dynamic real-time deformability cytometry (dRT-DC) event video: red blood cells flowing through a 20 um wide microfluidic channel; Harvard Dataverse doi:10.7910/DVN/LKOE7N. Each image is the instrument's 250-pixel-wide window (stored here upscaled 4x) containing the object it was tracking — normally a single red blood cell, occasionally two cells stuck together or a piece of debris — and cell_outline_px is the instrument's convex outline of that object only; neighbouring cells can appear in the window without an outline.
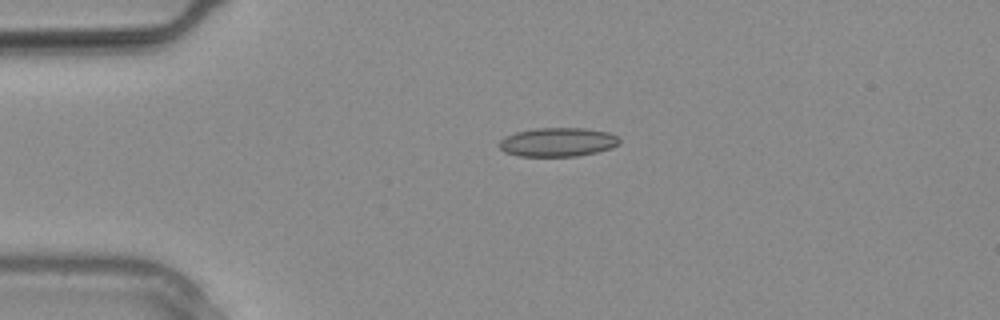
{"species": "common noctule bat (a hibernating species)", "species_latin": "Nyctalus noctula", "temperature_condition": "warm", "stored_images_in_passage": 16, "camera_frame_rate_fps": 3000, "um_per_image_px": 0.085, "animal": {"sex": "male", "body_mass_g": 20.4}, "frame": {"image": 1, "passage_image": 7, "time_ms": 2.0, "image_size_px": [1000, 320], "cell_outline_px": [[620, 140], [612, 148], [596, 152], [576, 156], [520, 156], [504, 152], [496, 144], [504, 136], [516, 132], [536, 128], [584, 128], [608, 132], [616, 136]], "centroid_in_image_um": [47.35, 12.08], "position_along_channel_um": 37.6, "area_um2": 20.23}}
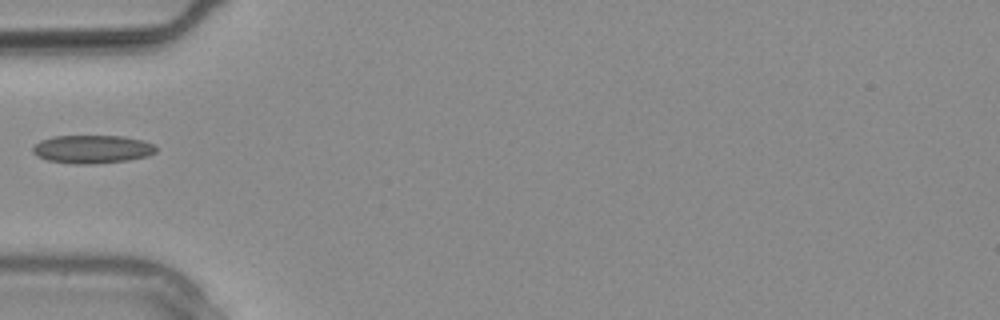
{"frame": {"image": 2, "passage_image": 10, "time_ms": 3.0, "image_size_px": [1000, 320], "cell_outline_px": [[156, 152], [148, 156], [128, 160], [92, 164], [72, 164], [48, 160], [36, 156], [32, 152], [32, 148], [40, 140], [52, 136], [124, 136], [144, 140], [152, 144], [156, 148]], "centroid_in_image_um": [7.83, 12.68], "position_along_channel_um": 77.2, "area_um2": 20.4}}